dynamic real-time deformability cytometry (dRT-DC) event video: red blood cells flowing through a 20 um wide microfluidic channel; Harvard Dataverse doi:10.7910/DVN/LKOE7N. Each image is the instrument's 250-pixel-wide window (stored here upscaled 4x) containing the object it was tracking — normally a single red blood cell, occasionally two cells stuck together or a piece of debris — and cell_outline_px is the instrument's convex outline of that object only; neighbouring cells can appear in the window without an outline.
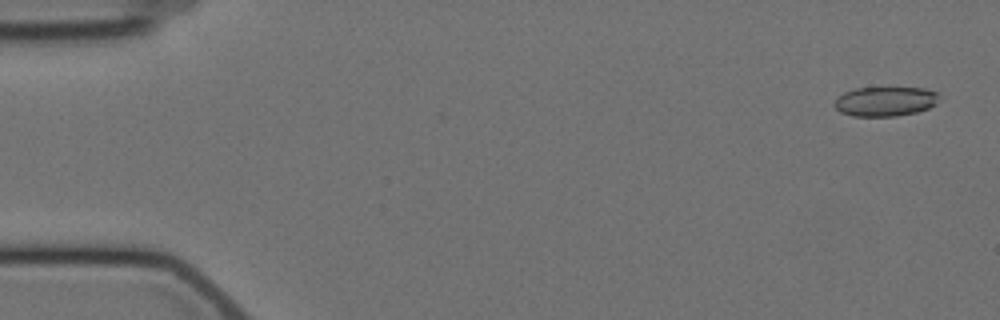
{"species": "Egyptian fruit bat (a non-hibernating species)", "species_latin": "Rousettus aegyptiacus", "temperature_condition": "cold", "stored_images_in_passage": 20, "camera_frame_rate_fps": 3000, "um_per_image_px": 0.085, "animal": {"sex": "female"}, "frame": {"image": 1, "passage_image": 2, "time_ms": 0.333, "image_size_px": [1000, 320], "cell_outline_px": [[940, 96], [936, 104], [928, 108], [916, 112], [896, 116], [852, 116], [840, 112], [832, 104], [836, 96], [844, 92], [856, 88], [924, 88], [936, 92]], "centroid_in_image_um": [75.21, 8.62], "position_along_channel_um": 9.8, "area_um2": 18.15}}
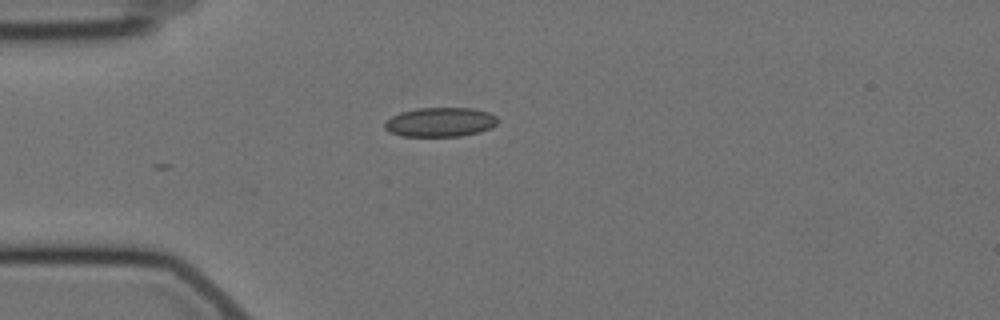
{"frame": {"image": 2, "passage_image": 15, "time_ms": 4.667, "image_size_px": [1000, 320], "cell_outline_px": [[500, 120], [492, 128], [480, 132], [460, 136], [400, 136], [388, 132], [384, 128], [384, 124], [392, 116], [400, 112], [416, 108], [472, 108], [488, 112], [496, 116]], "centroid_in_image_um": [37.43, 10.38], "position_along_channel_um": 47.6, "area_um2": 19.48}}
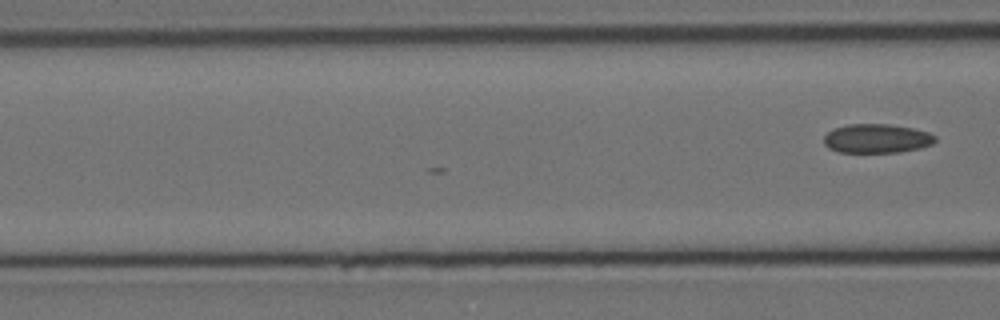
{"frame": {"image": 3, "passage_image": 20, "time_ms": 6.333, "image_size_px": [1000, 320], "cell_outline_px": [[936, 140], [932, 144], [920, 148], [900, 152], [840, 152], [828, 148], [824, 144], [824, 136], [828, 132], [836, 128], [848, 124], [888, 124], [912, 128], [928, 132], [936, 136]], "centroid_in_image_um": [74.53, 11.77], "position_along_channel_um": 92.1, "area_um2": 18.79}}